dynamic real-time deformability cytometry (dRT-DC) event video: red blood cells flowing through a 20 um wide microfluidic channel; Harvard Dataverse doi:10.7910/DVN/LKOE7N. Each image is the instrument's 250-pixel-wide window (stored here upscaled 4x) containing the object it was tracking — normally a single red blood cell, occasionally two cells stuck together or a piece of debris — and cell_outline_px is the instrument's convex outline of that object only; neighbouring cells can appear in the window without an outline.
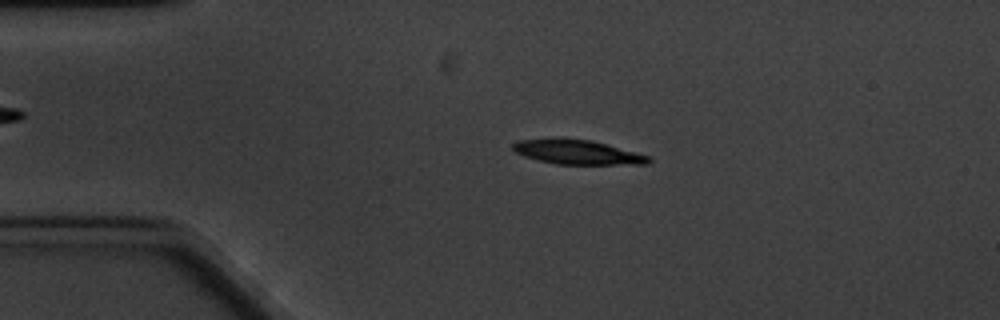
{"species": "common noctule bat (a hibernating species)", "species_latin": "Nyctalus noctula", "temperature_condition": "cold", "stored_images_in_passage": 7, "camera_frame_rate_fps": 3000, "um_per_image_px": 0.085, "animal": {"sex": "male", "body_mass_g": 20.1, "forearm_length_mm": 53.5}, "frame": {"image": 1, "passage_image": 3, "time_ms": 2.333, "image_size_px": [1000, 320], "cell_outline_px": [[652, 160], [648, 164], [556, 164], [524, 156], [516, 152], [512, 148], [512, 144], [516, 140], [564, 136], [592, 140], [636, 152], [648, 156]], "centroid_in_image_um": [49.02, 12.89], "position_along_channel_um": 36.0, "area_um2": 19.71}}
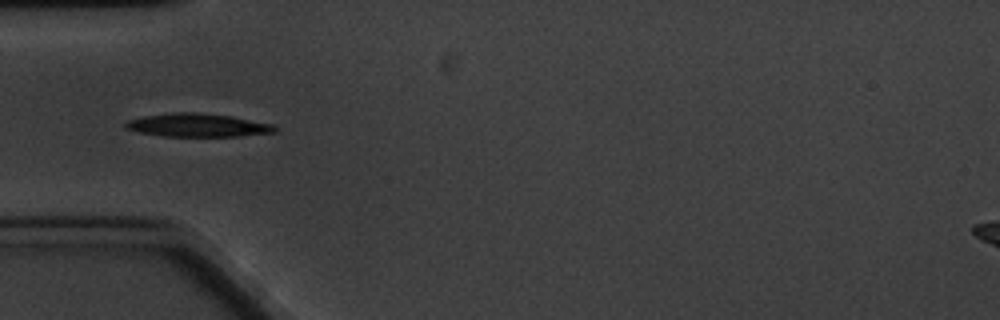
{"frame": {"image": 2, "passage_image": 4, "time_ms": 4.333, "image_size_px": [1000, 320], "cell_outline_px": [[276, 132], [240, 136], [164, 136], [136, 132], [124, 128], [124, 124], [128, 120], [144, 116], [172, 112], [196, 112], [232, 116], [272, 124], [276, 128]], "centroid_in_image_um": [16.76, 10.64], "position_along_channel_um": 68.2, "area_um2": 20.29}}